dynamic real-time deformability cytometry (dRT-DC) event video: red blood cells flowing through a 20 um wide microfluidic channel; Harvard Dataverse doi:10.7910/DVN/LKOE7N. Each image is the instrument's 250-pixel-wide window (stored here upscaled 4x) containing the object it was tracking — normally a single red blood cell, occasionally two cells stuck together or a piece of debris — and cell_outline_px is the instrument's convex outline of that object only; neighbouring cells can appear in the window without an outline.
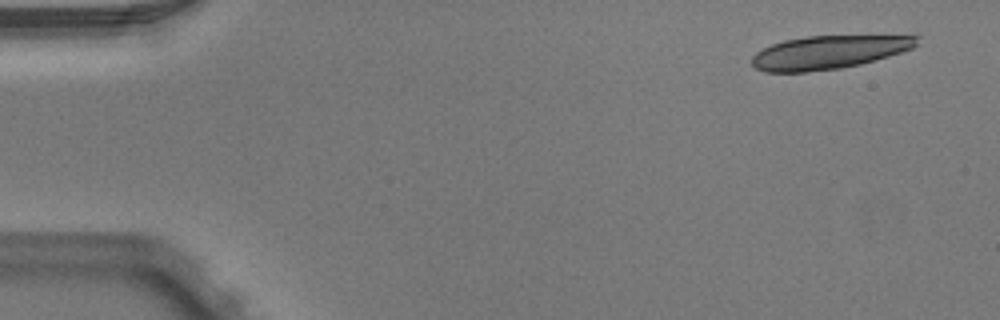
{"species": "Egyptian fruit bat (a non-hibernating species)", "species_latin": "Rousettus aegyptiacus", "temperature_condition": "warm", "stored_images_in_passage": 5, "segment_of_instrument_passage": [1, 2], "camera_frame_rate_fps": 3000, "um_per_image_px": 0.085, "animal": {"sex": "male"}, "frame": {"image": 1, "passage_image": 1, "time_ms": 0.0, "image_size_px": [1000, 320], "cell_outline_px": [[920, 36], [916, 44], [912, 48], [888, 56], [860, 64], [840, 68], [808, 72], [764, 72], [756, 68], [752, 64], [752, 56], [756, 52], [772, 44], [784, 40], [808, 36]], "centroid_in_image_um": [70.38, 4.45], "position_along_channel_um": 14.6, "area_um2": 31.73}}